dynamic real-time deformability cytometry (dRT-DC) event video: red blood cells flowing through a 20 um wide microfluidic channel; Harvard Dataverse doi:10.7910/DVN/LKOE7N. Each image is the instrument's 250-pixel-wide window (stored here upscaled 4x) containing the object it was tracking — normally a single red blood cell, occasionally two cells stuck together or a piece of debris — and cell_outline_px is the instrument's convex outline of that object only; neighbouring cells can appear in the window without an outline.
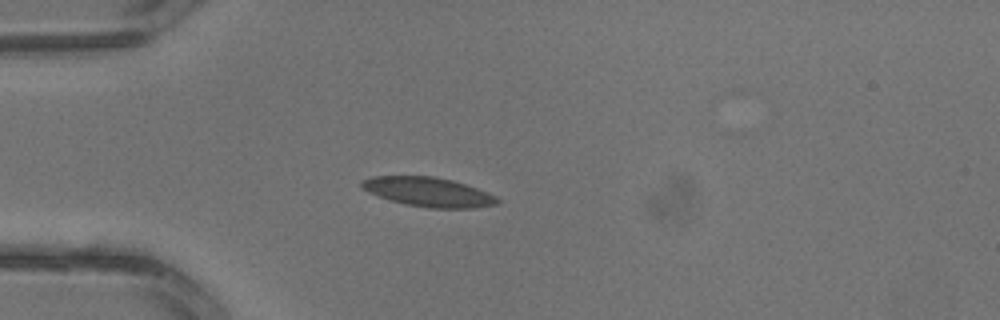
{"species": "common noctule bat (a hibernating species)", "species_latin": "Nyctalus noctula", "temperature_condition": "warm", "stored_images_in_passage": 2, "camera_frame_rate_fps": 3000, "um_per_image_px": 0.085, "animal": {"sex": "male", "body_mass_g": 13.3}, "frame": {"image": 1, "passage_image": 2, "time_ms": 0.333, "image_size_px": [1000, 320], "cell_outline_px": [[500, 200], [496, 204], [472, 208], [428, 208], [404, 204], [368, 192], [360, 184], [360, 180], [372, 176], [432, 176], [452, 180], [476, 188], [496, 196]], "centroid_in_image_um": [36.39, 16.31], "position_along_channel_um": 48.6, "area_um2": 22.95}}